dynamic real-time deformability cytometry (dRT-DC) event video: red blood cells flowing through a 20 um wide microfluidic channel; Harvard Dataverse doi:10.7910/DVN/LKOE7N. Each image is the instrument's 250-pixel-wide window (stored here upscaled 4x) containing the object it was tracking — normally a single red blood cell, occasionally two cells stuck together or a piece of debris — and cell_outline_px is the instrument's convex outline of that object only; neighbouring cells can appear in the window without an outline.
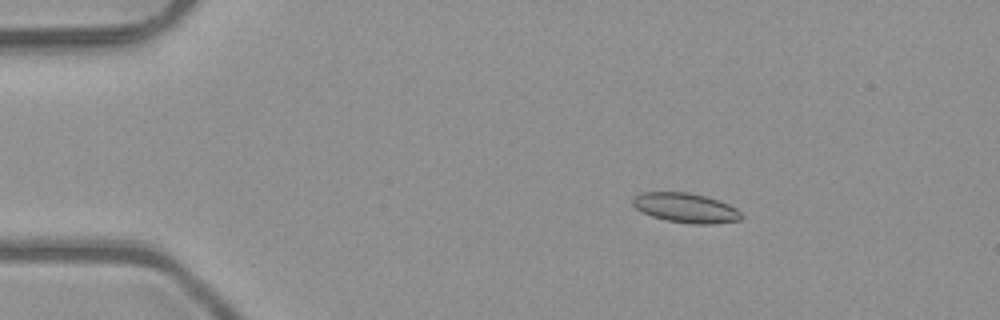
{"species": "common noctule bat (a hibernating species)", "species_latin": "Nyctalus noctula", "temperature_condition": "room temperature", "stored_images_in_passage": 3, "camera_frame_rate_fps": 3000, "um_per_image_px": 0.085, "animal": {"sex": "male", "body_mass_g": 23.1, "forearm_length_mm": 52.7}, "frame": {"image": 1, "passage_image": 1, "time_ms": 0.0, "image_size_px": [1000, 320], "cell_outline_px": [[744, 216], [740, 220], [712, 224], [692, 224], [668, 220], [652, 216], [640, 212], [632, 204], [632, 196], [640, 192], [688, 192], [720, 200], [736, 208]], "centroid_in_image_um": [58.26, 17.66], "position_along_channel_um": 26.7, "area_um2": 18.9}}